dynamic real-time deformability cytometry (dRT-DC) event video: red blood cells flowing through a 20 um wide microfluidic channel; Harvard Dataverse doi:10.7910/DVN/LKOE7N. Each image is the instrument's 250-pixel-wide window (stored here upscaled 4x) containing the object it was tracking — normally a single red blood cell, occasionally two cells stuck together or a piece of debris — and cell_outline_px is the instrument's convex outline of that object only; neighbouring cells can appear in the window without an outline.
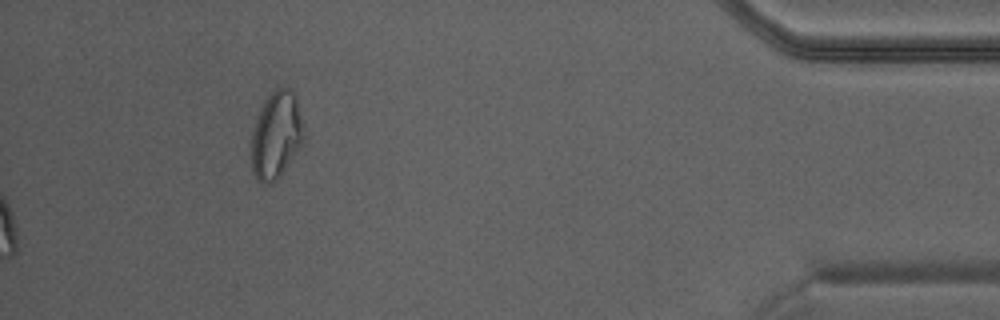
{"species": "Egyptian fruit bat (a non-hibernating species)", "species_latin": "Rousettus aegyptiacus", "temperature_condition": "warm", "stored_images_in_passage": 34, "camera_frame_rate_fps": 3000, "um_per_image_px": 0.085, "animal": {"sex": "male"}, "frame": {"image": 1, "passage_image": 34, "time_ms": 11.0, "image_size_px": [1000, 320], "cell_outline_px": [[304, 140], [280, 176], [272, 184], [260, 184], [256, 180], [252, 172], [252, 132], [260, 108], [264, 100], [276, 88], [284, 84], [296, 96]], "centroid_in_image_um": [23.45, 11.5], "position_along_channel_um": 411.8, "area_um2": 26.41}}